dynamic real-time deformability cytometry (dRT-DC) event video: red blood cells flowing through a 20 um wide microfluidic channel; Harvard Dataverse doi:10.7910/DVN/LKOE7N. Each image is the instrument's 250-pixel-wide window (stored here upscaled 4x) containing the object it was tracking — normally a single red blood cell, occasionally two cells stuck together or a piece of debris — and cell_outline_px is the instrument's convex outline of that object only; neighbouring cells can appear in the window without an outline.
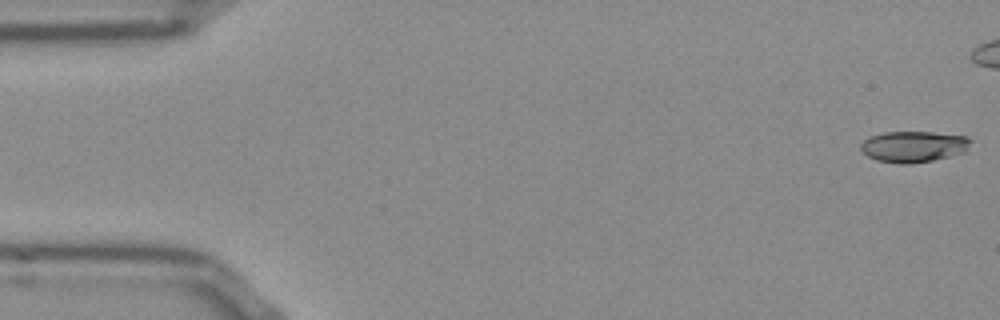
{"species": "Egyptian fruit bat (a non-hibernating species)", "species_latin": "Rousettus aegyptiacus", "temperature_condition": "room temperature", "stored_images_in_passage": 43, "camera_frame_rate_fps": 3000, "um_per_image_px": 0.085, "frame": {"image": 1, "passage_image": 1, "time_ms": 0.0, "image_size_px": [1000, 320], "cell_outline_px": [[972, 140], [964, 152], [932, 160], [912, 164], [900, 164], [876, 160], [860, 152], [860, 144], [864, 140], [872, 136], [884, 132], [932, 132], [968, 136]], "centroid_in_image_um": [77.62, 12.46], "position_along_channel_um": 7.4, "area_um2": 19.94}}
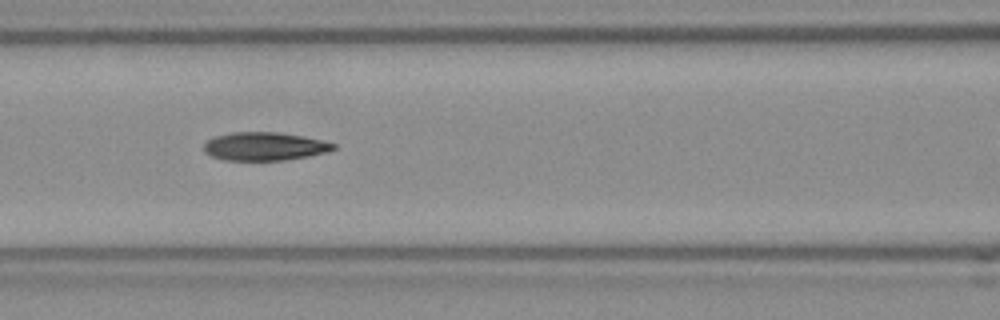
{"frame": {"image": 2, "passage_image": 22, "time_ms": 7.0, "image_size_px": [1000, 320], "cell_outline_px": [[336, 148], [328, 152], [308, 156], [284, 160], [224, 160], [212, 156], [204, 152], [204, 144], [212, 136], [232, 132], [276, 132], [300, 136], [320, 140], [336, 144]], "centroid_in_image_um": [22.45, 12.44], "position_along_channel_um": 144.1, "area_um2": 21.27}}
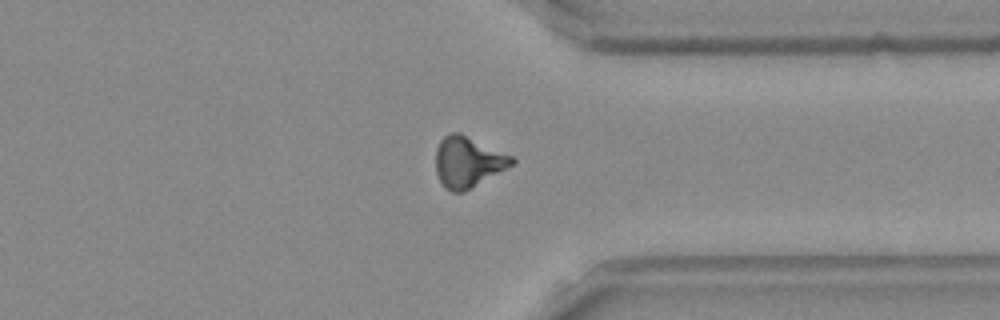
{"frame": {"image": 3, "passage_image": 40, "time_ms": 13.0, "image_size_px": [1000, 320], "cell_outline_px": [[516, 164], [464, 192], [452, 192], [444, 188], [436, 172], [436, 148], [440, 140], [448, 132], [460, 132], [512, 156], [516, 160]], "centroid_in_image_um": [39.78, 13.76], "position_along_channel_um": 371.6, "area_um2": 22.77}}